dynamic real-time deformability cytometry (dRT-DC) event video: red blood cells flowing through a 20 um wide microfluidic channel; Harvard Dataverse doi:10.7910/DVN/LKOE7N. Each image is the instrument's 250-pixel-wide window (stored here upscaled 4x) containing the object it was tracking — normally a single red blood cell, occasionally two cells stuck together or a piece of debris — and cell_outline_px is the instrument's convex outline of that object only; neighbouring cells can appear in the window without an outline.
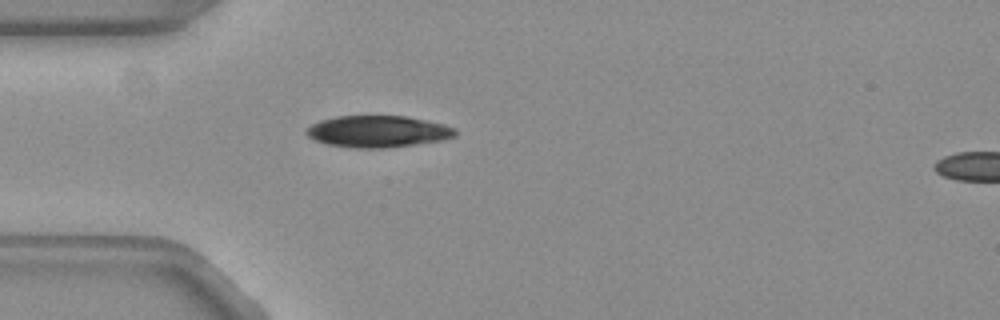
{"species": "common noctule bat (a hibernating species)", "species_latin": "Nyctalus noctula", "temperature_condition": "warm", "stored_images_in_passage": 52, "camera_frame_rate_fps": 3000, "um_per_image_px": 0.085, "animal": {"sex": "female", "body_mass_g": 19.3, "forearm_length_mm": 54.1}, "frame": {"image": 1, "passage_image": 13, "time_ms": 4.0, "image_size_px": [1000, 320], "cell_outline_px": [[456, 136], [440, 140], [384, 148], [356, 148], [328, 144], [316, 140], [308, 136], [304, 132], [304, 128], [320, 120], [336, 116], [404, 116], [444, 124], [456, 128]], "centroid_in_image_um": [32.08, 11.16], "position_along_channel_um": 52.9, "area_um2": 27.28}}
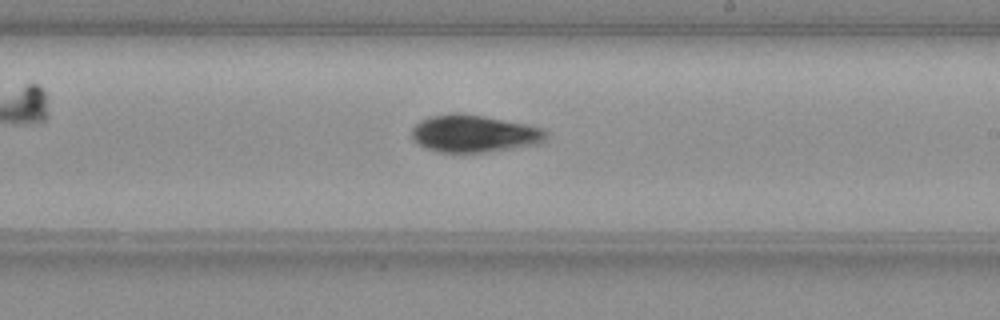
{"frame": {"image": 2, "passage_image": 29, "time_ms": 9.333, "image_size_px": [1000, 320], "cell_outline_px": [[548, 136], [540, 144], [484, 152], [436, 152], [412, 140], [412, 128], [420, 120], [428, 116], [448, 112], [460, 112], [484, 116], [524, 124], [540, 128], [548, 132]], "centroid_in_image_um": [40.26, 11.34], "position_along_channel_um": 248.7, "area_um2": 29.3}}
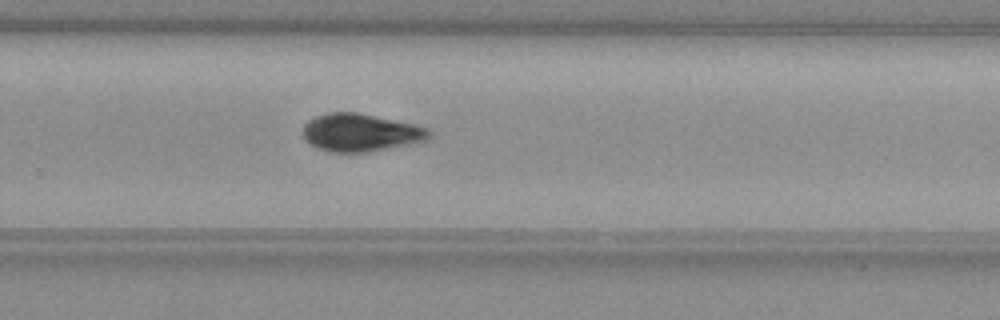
{"frame": {"image": 3, "passage_image": 33, "time_ms": 10.667, "image_size_px": [1000, 320], "cell_outline_px": [[432, 136], [428, 140], [368, 152], [328, 152], [316, 148], [304, 140], [304, 124], [308, 120], [316, 116], [328, 112], [356, 112], [412, 124], [428, 128], [432, 132]], "centroid_in_image_um": [30.63, 11.28], "position_along_channel_um": 299.2, "area_um2": 27.74}, "authors_computed_cell_mechanics": {"area_um2": 26.5013, "velocity_mm_per_s": 3.7989, "shape_relaxation_time_tau1_ms": 5.0318, "shape_relaxation_time_tau2_ms": null, "deformation_change_tau1": 0.1886, "deformation_change_tau2": null}}